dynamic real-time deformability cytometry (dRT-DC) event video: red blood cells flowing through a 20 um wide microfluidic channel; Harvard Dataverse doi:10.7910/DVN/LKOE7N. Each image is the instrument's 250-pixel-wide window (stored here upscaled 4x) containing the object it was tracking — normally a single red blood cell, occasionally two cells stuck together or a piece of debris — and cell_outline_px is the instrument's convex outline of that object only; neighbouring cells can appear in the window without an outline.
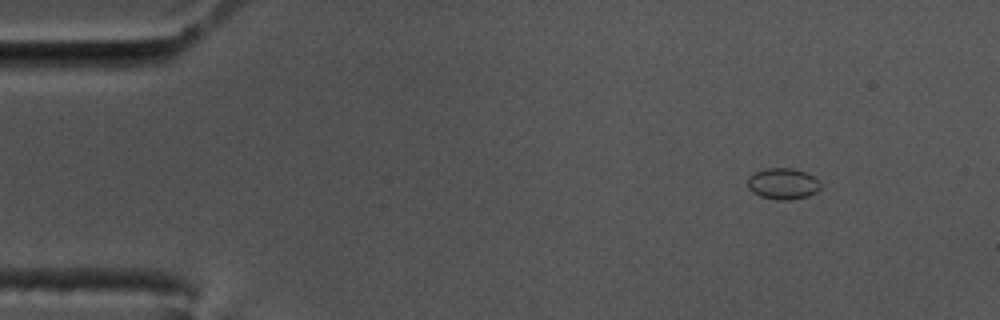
{"species": "common noctule bat (a hibernating species)", "species_latin": "Nyctalus noctula", "temperature_condition": "cold", "stored_images_in_passage": 53, "camera_frame_rate_fps": 3000, "um_per_image_px": 0.085, "animal": {"sex": "male", "body_mass_g": 17.5, "forearm_length_mm": 52.3}, "frame": {"image": 1, "passage_image": 1, "time_ms": 0.0, "image_size_px": [1000, 320], "cell_outline_px": [[820, 188], [816, 192], [808, 196], [792, 200], [776, 200], [760, 196], [752, 192], [748, 188], [748, 180], [756, 172], [764, 168], [792, 168], [804, 172], [820, 180]], "centroid_in_image_um": [66.56, 15.63], "position_along_channel_um": 18.4, "area_um2": 13.24}}
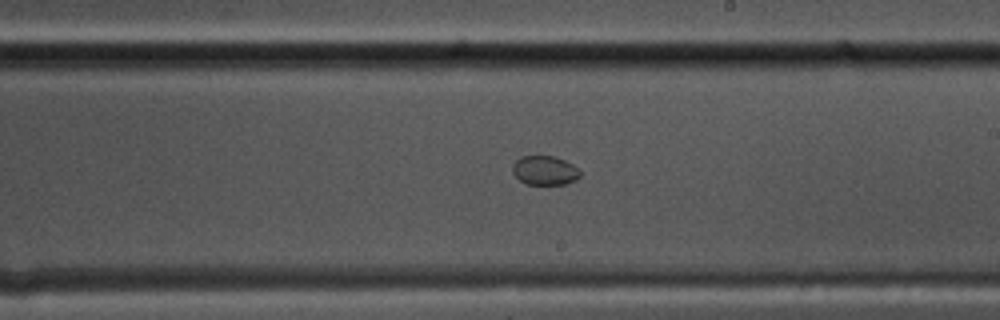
{"frame": {"image": 2, "passage_image": 28, "time_ms": 9.0, "image_size_px": [1000, 320], "cell_outline_px": [[580, 176], [576, 180], [564, 184], [528, 184], [520, 180], [512, 172], [512, 164], [520, 156], [552, 156], [564, 160], [572, 164], [580, 172]], "centroid_in_image_um": [46.28, 14.48], "position_along_channel_um": 242.7, "area_um2": 11.39}}
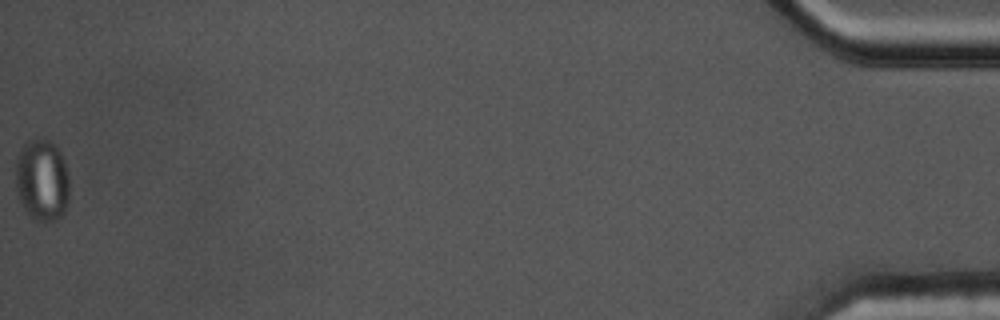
{"frame": {"image": 3, "passage_image": 53, "time_ms": 17.333, "image_size_px": [1000, 320], "cell_outline_px": [[68, 204], [64, 212], [56, 220], [36, 220], [24, 208], [16, 192], [16, 160], [24, 140], [48, 140], [60, 152], [64, 160], [68, 172]], "centroid_in_image_um": [3.57, 15.3], "position_along_channel_um": 431.6, "area_um2": 25.49}}